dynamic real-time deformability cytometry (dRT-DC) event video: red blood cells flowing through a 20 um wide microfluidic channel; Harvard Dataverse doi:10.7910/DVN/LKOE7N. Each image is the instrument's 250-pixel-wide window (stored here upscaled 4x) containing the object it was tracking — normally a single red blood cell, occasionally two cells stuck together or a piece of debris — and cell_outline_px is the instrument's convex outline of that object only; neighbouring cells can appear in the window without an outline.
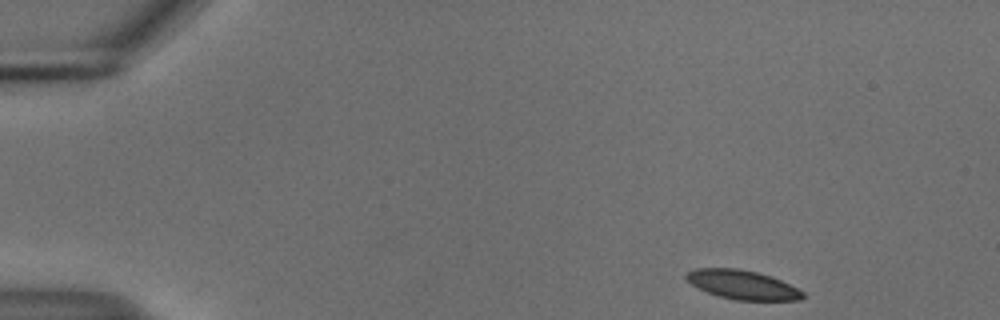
{"species": "common noctule bat (a hibernating species)", "species_latin": "Nyctalus noctula", "temperature_condition": "cold", "stored_images_in_passage": 49, "camera_frame_rate_fps": 3000, "um_per_image_px": 0.085, "animal": {"sex": "male", "body_mass_g": 18.8}, "frame": {"image": 1, "passage_image": 1, "time_ms": 0.0, "image_size_px": [1000, 320], "cell_outline_px": [[804, 296], [800, 300], [736, 300], [720, 296], [708, 292], [692, 284], [684, 276], [688, 272], [696, 268], [736, 268], [756, 272], [772, 276], [804, 292]], "centroid_in_image_um": [63.12, 24.2], "position_along_channel_um": 21.9, "area_um2": 19.42}}
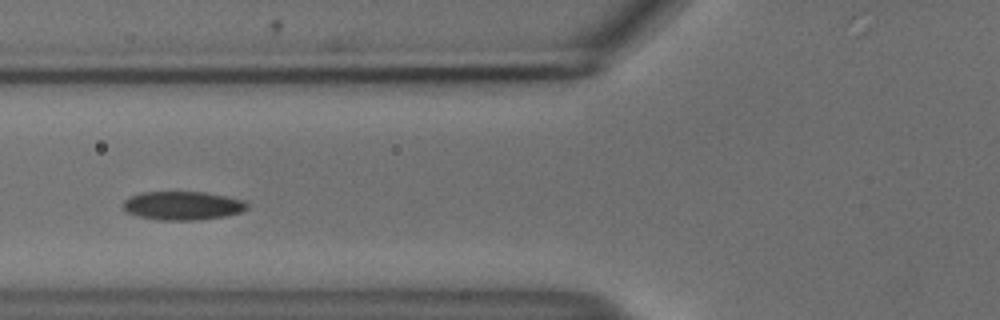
{"frame": {"image": 2, "passage_image": 16, "time_ms": 5.0, "image_size_px": [1000, 320], "cell_outline_px": [[248, 208], [240, 212], [224, 216], [196, 220], [164, 220], [140, 216], [128, 212], [120, 204], [124, 200], [140, 192], [204, 192], [228, 196], [248, 200]], "centroid_in_image_um": [15.57, 17.46], "position_along_channel_um": 110.2, "area_um2": 20.69}}
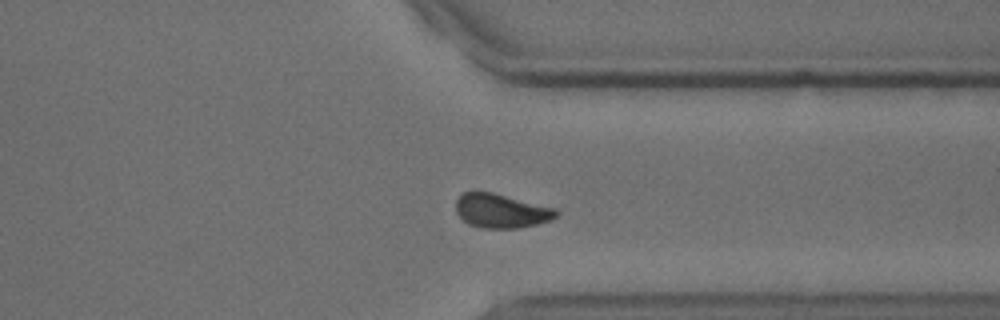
{"frame": {"image": 3, "passage_image": 37, "time_ms": 12.0, "image_size_px": [1000, 320], "cell_outline_px": [[560, 212], [556, 216], [548, 220], [536, 224], [520, 228], [480, 228], [468, 224], [456, 212], [456, 200], [464, 192], [492, 192], [556, 208]], "centroid_in_image_um": [42.6, 17.93], "position_along_channel_um": 368.8, "area_um2": 19.83}, "authors_computed_cell_mechanics": {"area_um2": 20.6924, "velocity_mm_per_s": 3.6892, "shape_relaxation_time_tau1_ms": 4.4568, "shape_relaxation_time_tau2_ms": 6.1728, "deformation_change_tau1": 0.1106, "deformation_change_tau2": 0.0861}}